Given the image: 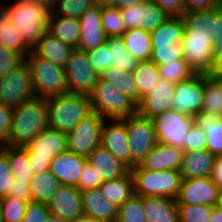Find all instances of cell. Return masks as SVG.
Wrapping results in <instances>:
<instances>
[{"label":"cell","mask_w":222,"mask_h":222,"mask_svg":"<svg viewBox=\"0 0 222 222\" xmlns=\"http://www.w3.org/2000/svg\"><path fill=\"white\" fill-rule=\"evenodd\" d=\"M49 128L47 99L34 97L12 110L7 145L25 147L41 131Z\"/></svg>","instance_id":"6da1fadb"},{"label":"cell","mask_w":222,"mask_h":222,"mask_svg":"<svg viewBox=\"0 0 222 222\" xmlns=\"http://www.w3.org/2000/svg\"><path fill=\"white\" fill-rule=\"evenodd\" d=\"M9 20L19 31L25 44L32 50L48 31L51 11L30 0H15L8 5Z\"/></svg>","instance_id":"7a4b0ae2"},{"label":"cell","mask_w":222,"mask_h":222,"mask_svg":"<svg viewBox=\"0 0 222 222\" xmlns=\"http://www.w3.org/2000/svg\"><path fill=\"white\" fill-rule=\"evenodd\" d=\"M47 107L49 128L66 134L93 112L89 96L70 92L47 99Z\"/></svg>","instance_id":"3957f363"},{"label":"cell","mask_w":222,"mask_h":222,"mask_svg":"<svg viewBox=\"0 0 222 222\" xmlns=\"http://www.w3.org/2000/svg\"><path fill=\"white\" fill-rule=\"evenodd\" d=\"M88 96L92 111L107 120H121L137 113V103L132 98L100 77Z\"/></svg>","instance_id":"277c9868"},{"label":"cell","mask_w":222,"mask_h":222,"mask_svg":"<svg viewBox=\"0 0 222 222\" xmlns=\"http://www.w3.org/2000/svg\"><path fill=\"white\" fill-rule=\"evenodd\" d=\"M36 97L49 99L68 93L64 68L36 55L32 50L25 56Z\"/></svg>","instance_id":"5b68a950"},{"label":"cell","mask_w":222,"mask_h":222,"mask_svg":"<svg viewBox=\"0 0 222 222\" xmlns=\"http://www.w3.org/2000/svg\"><path fill=\"white\" fill-rule=\"evenodd\" d=\"M130 172L135 194L141 197H167L176 200L183 179L179 171H152L135 165Z\"/></svg>","instance_id":"8992f818"},{"label":"cell","mask_w":222,"mask_h":222,"mask_svg":"<svg viewBox=\"0 0 222 222\" xmlns=\"http://www.w3.org/2000/svg\"><path fill=\"white\" fill-rule=\"evenodd\" d=\"M213 39L209 30L185 29L181 41L183 58L195 73L210 74L215 61Z\"/></svg>","instance_id":"52a82bcc"},{"label":"cell","mask_w":222,"mask_h":222,"mask_svg":"<svg viewBox=\"0 0 222 222\" xmlns=\"http://www.w3.org/2000/svg\"><path fill=\"white\" fill-rule=\"evenodd\" d=\"M67 143V134L52 128H46L31 140L25 148L34 173L48 171L52 159L67 151Z\"/></svg>","instance_id":"ba28073f"},{"label":"cell","mask_w":222,"mask_h":222,"mask_svg":"<svg viewBox=\"0 0 222 222\" xmlns=\"http://www.w3.org/2000/svg\"><path fill=\"white\" fill-rule=\"evenodd\" d=\"M127 131L130 169L139 165L142 160L158 144L153 119L140 115L138 112L121 119Z\"/></svg>","instance_id":"9c48e42d"},{"label":"cell","mask_w":222,"mask_h":222,"mask_svg":"<svg viewBox=\"0 0 222 222\" xmlns=\"http://www.w3.org/2000/svg\"><path fill=\"white\" fill-rule=\"evenodd\" d=\"M36 97L30 71L24 62L8 74L0 76V103L15 109Z\"/></svg>","instance_id":"30bf717a"},{"label":"cell","mask_w":222,"mask_h":222,"mask_svg":"<svg viewBox=\"0 0 222 222\" xmlns=\"http://www.w3.org/2000/svg\"><path fill=\"white\" fill-rule=\"evenodd\" d=\"M153 122L159 144L186 151L187 133L193 123L191 116L167 110L153 118Z\"/></svg>","instance_id":"8fae6325"},{"label":"cell","mask_w":222,"mask_h":222,"mask_svg":"<svg viewBox=\"0 0 222 222\" xmlns=\"http://www.w3.org/2000/svg\"><path fill=\"white\" fill-rule=\"evenodd\" d=\"M104 122L105 118L97 112H92L83 118L67 133V151L87 158L100 145Z\"/></svg>","instance_id":"7c38bea8"},{"label":"cell","mask_w":222,"mask_h":222,"mask_svg":"<svg viewBox=\"0 0 222 222\" xmlns=\"http://www.w3.org/2000/svg\"><path fill=\"white\" fill-rule=\"evenodd\" d=\"M68 92L89 95L99 78L91 67L86 51L74 48L64 66Z\"/></svg>","instance_id":"4fadbf2b"},{"label":"cell","mask_w":222,"mask_h":222,"mask_svg":"<svg viewBox=\"0 0 222 222\" xmlns=\"http://www.w3.org/2000/svg\"><path fill=\"white\" fill-rule=\"evenodd\" d=\"M204 99V74L195 73L189 79L175 84L171 110L189 116L201 111Z\"/></svg>","instance_id":"5bb4252c"},{"label":"cell","mask_w":222,"mask_h":222,"mask_svg":"<svg viewBox=\"0 0 222 222\" xmlns=\"http://www.w3.org/2000/svg\"><path fill=\"white\" fill-rule=\"evenodd\" d=\"M120 13L123 18L125 30L141 27L151 32L169 18V16L151 0L121 8Z\"/></svg>","instance_id":"9a60e30c"},{"label":"cell","mask_w":222,"mask_h":222,"mask_svg":"<svg viewBox=\"0 0 222 222\" xmlns=\"http://www.w3.org/2000/svg\"><path fill=\"white\" fill-rule=\"evenodd\" d=\"M219 191L211 176L182 179L176 203L216 206Z\"/></svg>","instance_id":"2e32d148"},{"label":"cell","mask_w":222,"mask_h":222,"mask_svg":"<svg viewBox=\"0 0 222 222\" xmlns=\"http://www.w3.org/2000/svg\"><path fill=\"white\" fill-rule=\"evenodd\" d=\"M47 205L51 215L66 222L83 218L81 192L76 186L60 185Z\"/></svg>","instance_id":"e0dca14e"},{"label":"cell","mask_w":222,"mask_h":222,"mask_svg":"<svg viewBox=\"0 0 222 222\" xmlns=\"http://www.w3.org/2000/svg\"><path fill=\"white\" fill-rule=\"evenodd\" d=\"M175 84L160 78L150 92L141 97L137 112L150 119L171 110L174 100Z\"/></svg>","instance_id":"ac0fdd59"},{"label":"cell","mask_w":222,"mask_h":222,"mask_svg":"<svg viewBox=\"0 0 222 222\" xmlns=\"http://www.w3.org/2000/svg\"><path fill=\"white\" fill-rule=\"evenodd\" d=\"M102 4L96 3L88 8L79 18L80 38L78 49L90 51L106 42V35L101 22Z\"/></svg>","instance_id":"d6986e66"},{"label":"cell","mask_w":222,"mask_h":222,"mask_svg":"<svg viewBox=\"0 0 222 222\" xmlns=\"http://www.w3.org/2000/svg\"><path fill=\"white\" fill-rule=\"evenodd\" d=\"M101 129L100 145L130 169V152L127 131L122 120H108Z\"/></svg>","instance_id":"ffe728a7"},{"label":"cell","mask_w":222,"mask_h":222,"mask_svg":"<svg viewBox=\"0 0 222 222\" xmlns=\"http://www.w3.org/2000/svg\"><path fill=\"white\" fill-rule=\"evenodd\" d=\"M83 217L101 222H116L118 207L98 188L81 192Z\"/></svg>","instance_id":"44dd1931"},{"label":"cell","mask_w":222,"mask_h":222,"mask_svg":"<svg viewBox=\"0 0 222 222\" xmlns=\"http://www.w3.org/2000/svg\"><path fill=\"white\" fill-rule=\"evenodd\" d=\"M87 162L86 157L66 151L52 159L49 171L59 180L61 185L77 186Z\"/></svg>","instance_id":"7402d4cb"},{"label":"cell","mask_w":222,"mask_h":222,"mask_svg":"<svg viewBox=\"0 0 222 222\" xmlns=\"http://www.w3.org/2000/svg\"><path fill=\"white\" fill-rule=\"evenodd\" d=\"M183 153L184 151L181 149L158 143L138 166L152 171H179L183 160Z\"/></svg>","instance_id":"603a6c76"},{"label":"cell","mask_w":222,"mask_h":222,"mask_svg":"<svg viewBox=\"0 0 222 222\" xmlns=\"http://www.w3.org/2000/svg\"><path fill=\"white\" fill-rule=\"evenodd\" d=\"M88 163L104 181L124 176L130 169L106 148L98 145L87 157Z\"/></svg>","instance_id":"cb8c5ba5"},{"label":"cell","mask_w":222,"mask_h":222,"mask_svg":"<svg viewBox=\"0 0 222 222\" xmlns=\"http://www.w3.org/2000/svg\"><path fill=\"white\" fill-rule=\"evenodd\" d=\"M215 158L207 149L185 151L179 172L183 179L211 176Z\"/></svg>","instance_id":"d4e9b609"},{"label":"cell","mask_w":222,"mask_h":222,"mask_svg":"<svg viewBox=\"0 0 222 222\" xmlns=\"http://www.w3.org/2000/svg\"><path fill=\"white\" fill-rule=\"evenodd\" d=\"M73 49L71 45L63 43L46 31L32 51L36 55L64 68Z\"/></svg>","instance_id":"484cf974"},{"label":"cell","mask_w":222,"mask_h":222,"mask_svg":"<svg viewBox=\"0 0 222 222\" xmlns=\"http://www.w3.org/2000/svg\"><path fill=\"white\" fill-rule=\"evenodd\" d=\"M147 222H179L176 200L167 197H143Z\"/></svg>","instance_id":"4316f807"},{"label":"cell","mask_w":222,"mask_h":222,"mask_svg":"<svg viewBox=\"0 0 222 222\" xmlns=\"http://www.w3.org/2000/svg\"><path fill=\"white\" fill-rule=\"evenodd\" d=\"M193 124L203 130L207 136V150L222 155V117L209 112L199 111L192 116Z\"/></svg>","instance_id":"83f0119b"},{"label":"cell","mask_w":222,"mask_h":222,"mask_svg":"<svg viewBox=\"0 0 222 222\" xmlns=\"http://www.w3.org/2000/svg\"><path fill=\"white\" fill-rule=\"evenodd\" d=\"M48 32L57 37L63 43L78 47L80 38L79 20L62 15H55L52 12L49 16Z\"/></svg>","instance_id":"f1b7e54d"},{"label":"cell","mask_w":222,"mask_h":222,"mask_svg":"<svg viewBox=\"0 0 222 222\" xmlns=\"http://www.w3.org/2000/svg\"><path fill=\"white\" fill-rule=\"evenodd\" d=\"M185 31L182 17H169L158 28L150 32L151 46H171L181 43Z\"/></svg>","instance_id":"f546056e"},{"label":"cell","mask_w":222,"mask_h":222,"mask_svg":"<svg viewBox=\"0 0 222 222\" xmlns=\"http://www.w3.org/2000/svg\"><path fill=\"white\" fill-rule=\"evenodd\" d=\"M98 189L118 208L135 194L130 170L124 176L104 181Z\"/></svg>","instance_id":"4dcf8cb0"},{"label":"cell","mask_w":222,"mask_h":222,"mask_svg":"<svg viewBox=\"0 0 222 222\" xmlns=\"http://www.w3.org/2000/svg\"><path fill=\"white\" fill-rule=\"evenodd\" d=\"M127 51L139 61L150 60L152 53L150 32L143 28L126 30L121 36Z\"/></svg>","instance_id":"1f68e13d"},{"label":"cell","mask_w":222,"mask_h":222,"mask_svg":"<svg viewBox=\"0 0 222 222\" xmlns=\"http://www.w3.org/2000/svg\"><path fill=\"white\" fill-rule=\"evenodd\" d=\"M0 150L7 156L9 165L13 170L14 179L29 183L35 173L31 168L27 149L25 147L1 144Z\"/></svg>","instance_id":"d6a6232c"},{"label":"cell","mask_w":222,"mask_h":222,"mask_svg":"<svg viewBox=\"0 0 222 222\" xmlns=\"http://www.w3.org/2000/svg\"><path fill=\"white\" fill-rule=\"evenodd\" d=\"M106 44L110 52V67L115 66L122 71L133 73L140 61L127 51L122 38H106Z\"/></svg>","instance_id":"836d02e7"},{"label":"cell","mask_w":222,"mask_h":222,"mask_svg":"<svg viewBox=\"0 0 222 222\" xmlns=\"http://www.w3.org/2000/svg\"><path fill=\"white\" fill-rule=\"evenodd\" d=\"M32 201L47 203L61 185L59 180L48 170L36 173L29 181Z\"/></svg>","instance_id":"e575fe53"},{"label":"cell","mask_w":222,"mask_h":222,"mask_svg":"<svg viewBox=\"0 0 222 222\" xmlns=\"http://www.w3.org/2000/svg\"><path fill=\"white\" fill-rule=\"evenodd\" d=\"M99 77L120 89L138 104V88L133 73L111 66L104 70Z\"/></svg>","instance_id":"d590c367"},{"label":"cell","mask_w":222,"mask_h":222,"mask_svg":"<svg viewBox=\"0 0 222 222\" xmlns=\"http://www.w3.org/2000/svg\"><path fill=\"white\" fill-rule=\"evenodd\" d=\"M203 112H209L222 117V85L218 78L204 74Z\"/></svg>","instance_id":"8d00e7d4"},{"label":"cell","mask_w":222,"mask_h":222,"mask_svg":"<svg viewBox=\"0 0 222 222\" xmlns=\"http://www.w3.org/2000/svg\"><path fill=\"white\" fill-rule=\"evenodd\" d=\"M133 74L138 88L139 103L141 97L150 92L161 77L157 66L151 60L140 61Z\"/></svg>","instance_id":"74e56055"},{"label":"cell","mask_w":222,"mask_h":222,"mask_svg":"<svg viewBox=\"0 0 222 222\" xmlns=\"http://www.w3.org/2000/svg\"><path fill=\"white\" fill-rule=\"evenodd\" d=\"M101 22L107 38L121 37L126 31L120 9L117 7L102 4Z\"/></svg>","instance_id":"f35d334b"},{"label":"cell","mask_w":222,"mask_h":222,"mask_svg":"<svg viewBox=\"0 0 222 222\" xmlns=\"http://www.w3.org/2000/svg\"><path fill=\"white\" fill-rule=\"evenodd\" d=\"M116 222H147L143 206V197L133 194L118 208Z\"/></svg>","instance_id":"ab89813d"},{"label":"cell","mask_w":222,"mask_h":222,"mask_svg":"<svg viewBox=\"0 0 222 222\" xmlns=\"http://www.w3.org/2000/svg\"><path fill=\"white\" fill-rule=\"evenodd\" d=\"M0 44L13 51L22 53L24 56L31 51L9 19L4 21V24L0 26Z\"/></svg>","instance_id":"60d3db41"},{"label":"cell","mask_w":222,"mask_h":222,"mask_svg":"<svg viewBox=\"0 0 222 222\" xmlns=\"http://www.w3.org/2000/svg\"><path fill=\"white\" fill-rule=\"evenodd\" d=\"M157 68L162 79L174 84L187 80L195 74L184 59H176L175 62L160 65Z\"/></svg>","instance_id":"b9f144b4"},{"label":"cell","mask_w":222,"mask_h":222,"mask_svg":"<svg viewBox=\"0 0 222 222\" xmlns=\"http://www.w3.org/2000/svg\"><path fill=\"white\" fill-rule=\"evenodd\" d=\"M180 222H210L213 206L176 203Z\"/></svg>","instance_id":"7bdbcfd3"},{"label":"cell","mask_w":222,"mask_h":222,"mask_svg":"<svg viewBox=\"0 0 222 222\" xmlns=\"http://www.w3.org/2000/svg\"><path fill=\"white\" fill-rule=\"evenodd\" d=\"M27 201L6 196L0 199L3 222H21L26 211Z\"/></svg>","instance_id":"ee69618b"},{"label":"cell","mask_w":222,"mask_h":222,"mask_svg":"<svg viewBox=\"0 0 222 222\" xmlns=\"http://www.w3.org/2000/svg\"><path fill=\"white\" fill-rule=\"evenodd\" d=\"M95 4L94 0H58L51 12L55 15L78 19L88 8Z\"/></svg>","instance_id":"f6af8a7d"},{"label":"cell","mask_w":222,"mask_h":222,"mask_svg":"<svg viewBox=\"0 0 222 222\" xmlns=\"http://www.w3.org/2000/svg\"><path fill=\"white\" fill-rule=\"evenodd\" d=\"M183 53L181 43H172L171 46H152L150 60L156 66H160L175 62L176 59H184Z\"/></svg>","instance_id":"bcb514c9"},{"label":"cell","mask_w":222,"mask_h":222,"mask_svg":"<svg viewBox=\"0 0 222 222\" xmlns=\"http://www.w3.org/2000/svg\"><path fill=\"white\" fill-rule=\"evenodd\" d=\"M185 29H205L212 28V21H215V9L203 11H189L182 16Z\"/></svg>","instance_id":"7dc6e473"},{"label":"cell","mask_w":222,"mask_h":222,"mask_svg":"<svg viewBox=\"0 0 222 222\" xmlns=\"http://www.w3.org/2000/svg\"><path fill=\"white\" fill-rule=\"evenodd\" d=\"M86 54L91 67L98 75L110 67V52L106 42L93 50L86 51Z\"/></svg>","instance_id":"c3c4849f"},{"label":"cell","mask_w":222,"mask_h":222,"mask_svg":"<svg viewBox=\"0 0 222 222\" xmlns=\"http://www.w3.org/2000/svg\"><path fill=\"white\" fill-rule=\"evenodd\" d=\"M25 62V56L0 44V76L8 74Z\"/></svg>","instance_id":"681fc988"},{"label":"cell","mask_w":222,"mask_h":222,"mask_svg":"<svg viewBox=\"0 0 222 222\" xmlns=\"http://www.w3.org/2000/svg\"><path fill=\"white\" fill-rule=\"evenodd\" d=\"M50 211L45 202L29 201L21 222H48Z\"/></svg>","instance_id":"f907efd6"},{"label":"cell","mask_w":222,"mask_h":222,"mask_svg":"<svg viewBox=\"0 0 222 222\" xmlns=\"http://www.w3.org/2000/svg\"><path fill=\"white\" fill-rule=\"evenodd\" d=\"M104 182L103 178H99L93 167L87 162L79 177L76 188L80 192H84L90 189L99 188Z\"/></svg>","instance_id":"816d5d0a"},{"label":"cell","mask_w":222,"mask_h":222,"mask_svg":"<svg viewBox=\"0 0 222 222\" xmlns=\"http://www.w3.org/2000/svg\"><path fill=\"white\" fill-rule=\"evenodd\" d=\"M14 180L7 156L0 150V199L6 197Z\"/></svg>","instance_id":"f5cc1de1"},{"label":"cell","mask_w":222,"mask_h":222,"mask_svg":"<svg viewBox=\"0 0 222 222\" xmlns=\"http://www.w3.org/2000/svg\"><path fill=\"white\" fill-rule=\"evenodd\" d=\"M207 149V136L203 130L192 123L186 138V151Z\"/></svg>","instance_id":"db71d44e"},{"label":"cell","mask_w":222,"mask_h":222,"mask_svg":"<svg viewBox=\"0 0 222 222\" xmlns=\"http://www.w3.org/2000/svg\"><path fill=\"white\" fill-rule=\"evenodd\" d=\"M209 31L214 36L213 54L216 57L222 53V3L215 8V21Z\"/></svg>","instance_id":"11a10c76"},{"label":"cell","mask_w":222,"mask_h":222,"mask_svg":"<svg viewBox=\"0 0 222 222\" xmlns=\"http://www.w3.org/2000/svg\"><path fill=\"white\" fill-rule=\"evenodd\" d=\"M157 4L169 17H182L186 12L184 0H151Z\"/></svg>","instance_id":"9f6ffc18"},{"label":"cell","mask_w":222,"mask_h":222,"mask_svg":"<svg viewBox=\"0 0 222 222\" xmlns=\"http://www.w3.org/2000/svg\"><path fill=\"white\" fill-rule=\"evenodd\" d=\"M11 120L12 109L0 103V145L8 141Z\"/></svg>","instance_id":"6f0895ef"},{"label":"cell","mask_w":222,"mask_h":222,"mask_svg":"<svg viewBox=\"0 0 222 222\" xmlns=\"http://www.w3.org/2000/svg\"><path fill=\"white\" fill-rule=\"evenodd\" d=\"M7 196L19 198L22 201H32V194L29 183L14 179Z\"/></svg>","instance_id":"680465c9"},{"label":"cell","mask_w":222,"mask_h":222,"mask_svg":"<svg viewBox=\"0 0 222 222\" xmlns=\"http://www.w3.org/2000/svg\"><path fill=\"white\" fill-rule=\"evenodd\" d=\"M186 12L215 9L221 4L220 0H184Z\"/></svg>","instance_id":"91938a15"},{"label":"cell","mask_w":222,"mask_h":222,"mask_svg":"<svg viewBox=\"0 0 222 222\" xmlns=\"http://www.w3.org/2000/svg\"><path fill=\"white\" fill-rule=\"evenodd\" d=\"M211 179L218 186V188L222 189V155H217L214 161V166L212 169Z\"/></svg>","instance_id":"94428289"},{"label":"cell","mask_w":222,"mask_h":222,"mask_svg":"<svg viewBox=\"0 0 222 222\" xmlns=\"http://www.w3.org/2000/svg\"><path fill=\"white\" fill-rule=\"evenodd\" d=\"M144 1L146 0H108L106 4L121 9L142 3Z\"/></svg>","instance_id":"6125c7cd"},{"label":"cell","mask_w":222,"mask_h":222,"mask_svg":"<svg viewBox=\"0 0 222 222\" xmlns=\"http://www.w3.org/2000/svg\"><path fill=\"white\" fill-rule=\"evenodd\" d=\"M210 74L215 78H222V53L215 57L214 65Z\"/></svg>","instance_id":"be15d7a7"},{"label":"cell","mask_w":222,"mask_h":222,"mask_svg":"<svg viewBox=\"0 0 222 222\" xmlns=\"http://www.w3.org/2000/svg\"><path fill=\"white\" fill-rule=\"evenodd\" d=\"M35 3L41 4L42 6L46 7L50 11L53 10V8L56 6L58 0H30Z\"/></svg>","instance_id":"e7e4bbea"},{"label":"cell","mask_w":222,"mask_h":222,"mask_svg":"<svg viewBox=\"0 0 222 222\" xmlns=\"http://www.w3.org/2000/svg\"><path fill=\"white\" fill-rule=\"evenodd\" d=\"M9 19L8 5L5 6L0 3V26L4 24V21Z\"/></svg>","instance_id":"03108f58"},{"label":"cell","mask_w":222,"mask_h":222,"mask_svg":"<svg viewBox=\"0 0 222 222\" xmlns=\"http://www.w3.org/2000/svg\"><path fill=\"white\" fill-rule=\"evenodd\" d=\"M210 222H222V209L217 206H213V212Z\"/></svg>","instance_id":"003e7915"},{"label":"cell","mask_w":222,"mask_h":222,"mask_svg":"<svg viewBox=\"0 0 222 222\" xmlns=\"http://www.w3.org/2000/svg\"><path fill=\"white\" fill-rule=\"evenodd\" d=\"M48 222H66V221L60 219L57 216H54V215L50 214L49 217H48Z\"/></svg>","instance_id":"a7ac6f4b"},{"label":"cell","mask_w":222,"mask_h":222,"mask_svg":"<svg viewBox=\"0 0 222 222\" xmlns=\"http://www.w3.org/2000/svg\"><path fill=\"white\" fill-rule=\"evenodd\" d=\"M216 206L222 209V189L219 191Z\"/></svg>","instance_id":"89a4df30"},{"label":"cell","mask_w":222,"mask_h":222,"mask_svg":"<svg viewBox=\"0 0 222 222\" xmlns=\"http://www.w3.org/2000/svg\"><path fill=\"white\" fill-rule=\"evenodd\" d=\"M75 222H101V221H94L92 219H87V218H81V219H78L77 221Z\"/></svg>","instance_id":"2644e50d"},{"label":"cell","mask_w":222,"mask_h":222,"mask_svg":"<svg viewBox=\"0 0 222 222\" xmlns=\"http://www.w3.org/2000/svg\"><path fill=\"white\" fill-rule=\"evenodd\" d=\"M96 3L106 4L108 0H94Z\"/></svg>","instance_id":"8c879c8a"},{"label":"cell","mask_w":222,"mask_h":222,"mask_svg":"<svg viewBox=\"0 0 222 222\" xmlns=\"http://www.w3.org/2000/svg\"><path fill=\"white\" fill-rule=\"evenodd\" d=\"M0 222H3L1 207H0Z\"/></svg>","instance_id":"753ad0ef"},{"label":"cell","mask_w":222,"mask_h":222,"mask_svg":"<svg viewBox=\"0 0 222 222\" xmlns=\"http://www.w3.org/2000/svg\"><path fill=\"white\" fill-rule=\"evenodd\" d=\"M219 79V81H220V83H221V85H222V78H218Z\"/></svg>","instance_id":"34e18365"}]
</instances>
